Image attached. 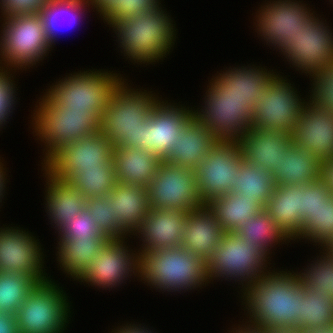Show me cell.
<instances>
[{
    "mask_svg": "<svg viewBox=\"0 0 333 333\" xmlns=\"http://www.w3.org/2000/svg\"><path fill=\"white\" fill-rule=\"evenodd\" d=\"M86 209L93 217L99 230L109 239L126 238L125 234L114 223L112 198L109 195L87 198Z\"/></svg>",
    "mask_w": 333,
    "mask_h": 333,
    "instance_id": "41",
    "label": "cell"
},
{
    "mask_svg": "<svg viewBox=\"0 0 333 333\" xmlns=\"http://www.w3.org/2000/svg\"><path fill=\"white\" fill-rule=\"evenodd\" d=\"M40 100L31 124L37 139L45 145L43 165L64 145L99 131L100 118L92 110H68L46 95Z\"/></svg>",
    "mask_w": 333,
    "mask_h": 333,
    "instance_id": "5",
    "label": "cell"
},
{
    "mask_svg": "<svg viewBox=\"0 0 333 333\" xmlns=\"http://www.w3.org/2000/svg\"><path fill=\"white\" fill-rule=\"evenodd\" d=\"M320 161L310 152L292 143L281 156L279 169L273 174L277 185H301L319 179Z\"/></svg>",
    "mask_w": 333,
    "mask_h": 333,
    "instance_id": "31",
    "label": "cell"
},
{
    "mask_svg": "<svg viewBox=\"0 0 333 333\" xmlns=\"http://www.w3.org/2000/svg\"><path fill=\"white\" fill-rule=\"evenodd\" d=\"M292 142L320 162L333 159V113L307 101L292 132Z\"/></svg>",
    "mask_w": 333,
    "mask_h": 333,
    "instance_id": "20",
    "label": "cell"
},
{
    "mask_svg": "<svg viewBox=\"0 0 333 333\" xmlns=\"http://www.w3.org/2000/svg\"><path fill=\"white\" fill-rule=\"evenodd\" d=\"M207 205L224 232H236L248 219L265 209L259 202H252L248 196L233 192L214 198Z\"/></svg>",
    "mask_w": 333,
    "mask_h": 333,
    "instance_id": "32",
    "label": "cell"
},
{
    "mask_svg": "<svg viewBox=\"0 0 333 333\" xmlns=\"http://www.w3.org/2000/svg\"><path fill=\"white\" fill-rule=\"evenodd\" d=\"M37 283L32 276L0 272V312L16 314Z\"/></svg>",
    "mask_w": 333,
    "mask_h": 333,
    "instance_id": "38",
    "label": "cell"
},
{
    "mask_svg": "<svg viewBox=\"0 0 333 333\" xmlns=\"http://www.w3.org/2000/svg\"><path fill=\"white\" fill-rule=\"evenodd\" d=\"M46 176V211L51 223L59 230L67 220H71L82 210L86 209L87 198L79 193L69 182L58 180L45 168Z\"/></svg>",
    "mask_w": 333,
    "mask_h": 333,
    "instance_id": "29",
    "label": "cell"
},
{
    "mask_svg": "<svg viewBox=\"0 0 333 333\" xmlns=\"http://www.w3.org/2000/svg\"><path fill=\"white\" fill-rule=\"evenodd\" d=\"M255 244L239 236L236 232H224L220 243L206 262V274L209 281L219 278L235 279L242 284V290L267 271L266 259H269ZM268 262V263H267ZM267 269V270H266ZM242 279V280H241ZM245 281V285H244Z\"/></svg>",
    "mask_w": 333,
    "mask_h": 333,
    "instance_id": "8",
    "label": "cell"
},
{
    "mask_svg": "<svg viewBox=\"0 0 333 333\" xmlns=\"http://www.w3.org/2000/svg\"><path fill=\"white\" fill-rule=\"evenodd\" d=\"M59 239L99 238L106 236L97 227L87 209L82 210L58 230Z\"/></svg>",
    "mask_w": 333,
    "mask_h": 333,
    "instance_id": "44",
    "label": "cell"
},
{
    "mask_svg": "<svg viewBox=\"0 0 333 333\" xmlns=\"http://www.w3.org/2000/svg\"><path fill=\"white\" fill-rule=\"evenodd\" d=\"M147 191L150 209L189 212L203 205L197 192L195 171L170 162H160Z\"/></svg>",
    "mask_w": 333,
    "mask_h": 333,
    "instance_id": "12",
    "label": "cell"
},
{
    "mask_svg": "<svg viewBox=\"0 0 333 333\" xmlns=\"http://www.w3.org/2000/svg\"><path fill=\"white\" fill-rule=\"evenodd\" d=\"M232 331L229 330V332H231V333H268V330H265L264 328L259 327V326L247 324V322H245V325H243V324H242V326L239 325L238 329L233 328Z\"/></svg>",
    "mask_w": 333,
    "mask_h": 333,
    "instance_id": "51",
    "label": "cell"
},
{
    "mask_svg": "<svg viewBox=\"0 0 333 333\" xmlns=\"http://www.w3.org/2000/svg\"><path fill=\"white\" fill-rule=\"evenodd\" d=\"M302 202L303 184L276 185L265 207L269 216L290 241L297 239L304 225V220L300 215Z\"/></svg>",
    "mask_w": 333,
    "mask_h": 333,
    "instance_id": "26",
    "label": "cell"
},
{
    "mask_svg": "<svg viewBox=\"0 0 333 333\" xmlns=\"http://www.w3.org/2000/svg\"><path fill=\"white\" fill-rule=\"evenodd\" d=\"M0 161H1V159H0ZM3 166H4V164H2V162H0V202H2V198L5 196V195H3V193L5 191L4 188H6L5 180H7L5 177L7 175L5 174L6 172L4 171L5 168Z\"/></svg>",
    "mask_w": 333,
    "mask_h": 333,
    "instance_id": "52",
    "label": "cell"
},
{
    "mask_svg": "<svg viewBox=\"0 0 333 333\" xmlns=\"http://www.w3.org/2000/svg\"><path fill=\"white\" fill-rule=\"evenodd\" d=\"M323 255L315 262L307 266L304 272L297 275L303 286L311 291H319L323 289L327 291V295L333 300V256H331L324 248Z\"/></svg>",
    "mask_w": 333,
    "mask_h": 333,
    "instance_id": "40",
    "label": "cell"
},
{
    "mask_svg": "<svg viewBox=\"0 0 333 333\" xmlns=\"http://www.w3.org/2000/svg\"><path fill=\"white\" fill-rule=\"evenodd\" d=\"M192 112L189 107L158 100L149 119L143 124V149L153 152L162 160L175 146L184 127L193 119Z\"/></svg>",
    "mask_w": 333,
    "mask_h": 333,
    "instance_id": "19",
    "label": "cell"
},
{
    "mask_svg": "<svg viewBox=\"0 0 333 333\" xmlns=\"http://www.w3.org/2000/svg\"><path fill=\"white\" fill-rule=\"evenodd\" d=\"M117 182L148 187L162 161L153 152L138 147L114 146Z\"/></svg>",
    "mask_w": 333,
    "mask_h": 333,
    "instance_id": "28",
    "label": "cell"
},
{
    "mask_svg": "<svg viewBox=\"0 0 333 333\" xmlns=\"http://www.w3.org/2000/svg\"><path fill=\"white\" fill-rule=\"evenodd\" d=\"M287 81L279 73L269 81L253 109L251 127L292 134L307 101Z\"/></svg>",
    "mask_w": 333,
    "mask_h": 333,
    "instance_id": "11",
    "label": "cell"
},
{
    "mask_svg": "<svg viewBox=\"0 0 333 333\" xmlns=\"http://www.w3.org/2000/svg\"><path fill=\"white\" fill-rule=\"evenodd\" d=\"M94 9L96 8V11L98 14L112 1V0H88Z\"/></svg>",
    "mask_w": 333,
    "mask_h": 333,
    "instance_id": "53",
    "label": "cell"
},
{
    "mask_svg": "<svg viewBox=\"0 0 333 333\" xmlns=\"http://www.w3.org/2000/svg\"><path fill=\"white\" fill-rule=\"evenodd\" d=\"M268 333H304L298 328H274L268 330Z\"/></svg>",
    "mask_w": 333,
    "mask_h": 333,
    "instance_id": "54",
    "label": "cell"
},
{
    "mask_svg": "<svg viewBox=\"0 0 333 333\" xmlns=\"http://www.w3.org/2000/svg\"><path fill=\"white\" fill-rule=\"evenodd\" d=\"M67 182L85 198L105 197L117 184L114 160L100 163L99 169L76 171Z\"/></svg>",
    "mask_w": 333,
    "mask_h": 333,
    "instance_id": "36",
    "label": "cell"
},
{
    "mask_svg": "<svg viewBox=\"0 0 333 333\" xmlns=\"http://www.w3.org/2000/svg\"><path fill=\"white\" fill-rule=\"evenodd\" d=\"M161 6L108 24L113 27L124 56L134 63L154 64L173 47L177 29Z\"/></svg>",
    "mask_w": 333,
    "mask_h": 333,
    "instance_id": "2",
    "label": "cell"
},
{
    "mask_svg": "<svg viewBox=\"0 0 333 333\" xmlns=\"http://www.w3.org/2000/svg\"><path fill=\"white\" fill-rule=\"evenodd\" d=\"M292 273L267 271L243 290L241 298L246 301L242 304L249 314L247 323L265 330L297 328L304 286L297 273Z\"/></svg>",
    "mask_w": 333,
    "mask_h": 333,
    "instance_id": "1",
    "label": "cell"
},
{
    "mask_svg": "<svg viewBox=\"0 0 333 333\" xmlns=\"http://www.w3.org/2000/svg\"><path fill=\"white\" fill-rule=\"evenodd\" d=\"M139 325L130 323L128 325V323L125 326H120L119 328L117 327V329L113 330V333H153L151 332V330H147L148 328H144L143 326L141 327ZM112 333V332H111Z\"/></svg>",
    "mask_w": 333,
    "mask_h": 333,
    "instance_id": "50",
    "label": "cell"
},
{
    "mask_svg": "<svg viewBox=\"0 0 333 333\" xmlns=\"http://www.w3.org/2000/svg\"><path fill=\"white\" fill-rule=\"evenodd\" d=\"M233 179V193L248 196L264 208L270 199L276 182L270 171L242 161Z\"/></svg>",
    "mask_w": 333,
    "mask_h": 333,
    "instance_id": "33",
    "label": "cell"
},
{
    "mask_svg": "<svg viewBox=\"0 0 333 333\" xmlns=\"http://www.w3.org/2000/svg\"><path fill=\"white\" fill-rule=\"evenodd\" d=\"M160 0H112L101 12L100 16L107 24L135 14L157 8Z\"/></svg>",
    "mask_w": 333,
    "mask_h": 333,
    "instance_id": "42",
    "label": "cell"
},
{
    "mask_svg": "<svg viewBox=\"0 0 333 333\" xmlns=\"http://www.w3.org/2000/svg\"><path fill=\"white\" fill-rule=\"evenodd\" d=\"M250 67V68H248ZM239 67L227 69L214 76L211 84L223 96L242 97L254 109L258 104L264 89L275 76L273 70L268 71L260 66Z\"/></svg>",
    "mask_w": 333,
    "mask_h": 333,
    "instance_id": "23",
    "label": "cell"
},
{
    "mask_svg": "<svg viewBox=\"0 0 333 333\" xmlns=\"http://www.w3.org/2000/svg\"><path fill=\"white\" fill-rule=\"evenodd\" d=\"M113 143L99 131L60 148L44 165L58 180L67 181L76 171L99 169L113 159Z\"/></svg>",
    "mask_w": 333,
    "mask_h": 333,
    "instance_id": "15",
    "label": "cell"
},
{
    "mask_svg": "<svg viewBox=\"0 0 333 333\" xmlns=\"http://www.w3.org/2000/svg\"><path fill=\"white\" fill-rule=\"evenodd\" d=\"M187 213L173 209H150L134 234H138L142 240V249L140 247L138 250L140 255L143 252L180 247Z\"/></svg>",
    "mask_w": 333,
    "mask_h": 333,
    "instance_id": "21",
    "label": "cell"
},
{
    "mask_svg": "<svg viewBox=\"0 0 333 333\" xmlns=\"http://www.w3.org/2000/svg\"><path fill=\"white\" fill-rule=\"evenodd\" d=\"M319 179L333 195V159L321 161Z\"/></svg>",
    "mask_w": 333,
    "mask_h": 333,
    "instance_id": "48",
    "label": "cell"
},
{
    "mask_svg": "<svg viewBox=\"0 0 333 333\" xmlns=\"http://www.w3.org/2000/svg\"><path fill=\"white\" fill-rule=\"evenodd\" d=\"M236 233L247 240L248 243L255 244L267 256L271 254L270 248L274 247V245L282 241L283 243L289 241V238L277 226L265 209L248 219L244 225L236 230Z\"/></svg>",
    "mask_w": 333,
    "mask_h": 333,
    "instance_id": "35",
    "label": "cell"
},
{
    "mask_svg": "<svg viewBox=\"0 0 333 333\" xmlns=\"http://www.w3.org/2000/svg\"><path fill=\"white\" fill-rule=\"evenodd\" d=\"M217 141L208 128L193 118L181 131L175 146L162 161L194 170Z\"/></svg>",
    "mask_w": 333,
    "mask_h": 333,
    "instance_id": "27",
    "label": "cell"
},
{
    "mask_svg": "<svg viewBox=\"0 0 333 333\" xmlns=\"http://www.w3.org/2000/svg\"><path fill=\"white\" fill-rule=\"evenodd\" d=\"M324 249L331 255L333 256V238L326 244Z\"/></svg>",
    "mask_w": 333,
    "mask_h": 333,
    "instance_id": "56",
    "label": "cell"
},
{
    "mask_svg": "<svg viewBox=\"0 0 333 333\" xmlns=\"http://www.w3.org/2000/svg\"><path fill=\"white\" fill-rule=\"evenodd\" d=\"M301 3L300 0H270L259 8L256 30L267 44L274 45V49H280L287 41L292 42V37L315 15Z\"/></svg>",
    "mask_w": 333,
    "mask_h": 333,
    "instance_id": "17",
    "label": "cell"
},
{
    "mask_svg": "<svg viewBox=\"0 0 333 333\" xmlns=\"http://www.w3.org/2000/svg\"><path fill=\"white\" fill-rule=\"evenodd\" d=\"M331 195L328 188L320 179L309 184H303V202L302 210H300L303 220L319 208L322 203L326 202Z\"/></svg>",
    "mask_w": 333,
    "mask_h": 333,
    "instance_id": "45",
    "label": "cell"
},
{
    "mask_svg": "<svg viewBox=\"0 0 333 333\" xmlns=\"http://www.w3.org/2000/svg\"><path fill=\"white\" fill-rule=\"evenodd\" d=\"M109 196L112 198L114 223L125 236L129 233L134 235L150 210L147 187L117 182Z\"/></svg>",
    "mask_w": 333,
    "mask_h": 333,
    "instance_id": "25",
    "label": "cell"
},
{
    "mask_svg": "<svg viewBox=\"0 0 333 333\" xmlns=\"http://www.w3.org/2000/svg\"><path fill=\"white\" fill-rule=\"evenodd\" d=\"M236 141H217L195 171L197 192L203 204L233 191V179L241 162Z\"/></svg>",
    "mask_w": 333,
    "mask_h": 333,
    "instance_id": "14",
    "label": "cell"
},
{
    "mask_svg": "<svg viewBox=\"0 0 333 333\" xmlns=\"http://www.w3.org/2000/svg\"><path fill=\"white\" fill-rule=\"evenodd\" d=\"M51 280L38 282L19 307L16 312L19 333H63L65 330L71 313L68 296Z\"/></svg>",
    "mask_w": 333,
    "mask_h": 333,
    "instance_id": "9",
    "label": "cell"
},
{
    "mask_svg": "<svg viewBox=\"0 0 333 333\" xmlns=\"http://www.w3.org/2000/svg\"><path fill=\"white\" fill-rule=\"evenodd\" d=\"M304 333H333V328L317 329V330H304Z\"/></svg>",
    "mask_w": 333,
    "mask_h": 333,
    "instance_id": "55",
    "label": "cell"
},
{
    "mask_svg": "<svg viewBox=\"0 0 333 333\" xmlns=\"http://www.w3.org/2000/svg\"><path fill=\"white\" fill-rule=\"evenodd\" d=\"M224 231L207 204L187 213L181 247L205 263L220 243Z\"/></svg>",
    "mask_w": 333,
    "mask_h": 333,
    "instance_id": "24",
    "label": "cell"
},
{
    "mask_svg": "<svg viewBox=\"0 0 333 333\" xmlns=\"http://www.w3.org/2000/svg\"><path fill=\"white\" fill-rule=\"evenodd\" d=\"M237 143L243 161L274 174L279 169L281 156L293 142L292 134L251 127Z\"/></svg>",
    "mask_w": 333,
    "mask_h": 333,
    "instance_id": "22",
    "label": "cell"
},
{
    "mask_svg": "<svg viewBox=\"0 0 333 333\" xmlns=\"http://www.w3.org/2000/svg\"><path fill=\"white\" fill-rule=\"evenodd\" d=\"M125 82L114 91L101 115L99 132L114 146L143 149V124L149 119L160 97L152 91L148 93L146 90L132 89Z\"/></svg>",
    "mask_w": 333,
    "mask_h": 333,
    "instance_id": "3",
    "label": "cell"
},
{
    "mask_svg": "<svg viewBox=\"0 0 333 333\" xmlns=\"http://www.w3.org/2000/svg\"><path fill=\"white\" fill-rule=\"evenodd\" d=\"M112 73L102 69L73 73L50 86L45 95L68 110H92L101 118L114 91L126 80L121 74Z\"/></svg>",
    "mask_w": 333,
    "mask_h": 333,
    "instance_id": "7",
    "label": "cell"
},
{
    "mask_svg": "<svg viewBox=\"0 0 333 333\" xmlns=\"http://www.w3.org/2000/svg\"><path fill=\"white\" fill-rule=\"evenodd\" d=\"M91 5L92 4L89 1L85 0H50L40 11L42 19L44 21L46 35L50 43L52 45L53 43H55L58 36L57 34L61 30V22L66 21H62L64 17H66V19L67 17H69L67 19L68 26L70 23L71 25L73 23L76 24V20H78V18L81 19L82 14H85V7H89Z\"/></svg>",
    "mask_w": 333,
    "mask_h": 333,
    "instance_id": "37",
    "label": "cell"
},
{
    "mask_svg": "<svg viewBox=\"0 0 333 333\" xmlns=\"http://www.w3.org/2000/svg\"><path fill=\"white\" fill-rule=\"evenodd\" d=\"M0 333H19L16 314L0 312Z\"/></svg>",
    "mask_w": 333,
    "mask_h": 333,
    "instance_id": "49",
    "label": "cell"
},
{
    "mask_svg": "<svg viewBox=\"0 0 333 333\" xmlns=\"http://www.w3.org/2000/svg\"><path fill=\"white\" fill-rule=\"evenodd\" d=\"M0 68V128L5 125L6 120L9 118L10 114L13 112L16 100V90L12 73L10 74V69ZM8 117V118H7ZM4 123V124H3Z\"/></svg>",
    "mask_w": 333,
    "mask_h": 333,
    "instance_id": "46",
    "label": "cell"
},
{
    "mask_svg": "<svg viewBox=\"0 0 333 333\" xmlns=\"http://www.w3.org/2000/svg\"><path fill=\"white\" fill-rule=\"evenodd\" d=\"M30 235L19 227L0 228V272L24 274L44 282L50 277L43 270V252L39 240Z\"/></svg>",
    "mask_w": 333,
    "mask_h": 333,
    "instance_id": "18",
    "label": "cell"
},
{
    "mask_svg": "<svg viewBox=\"0 0 333 333\" xmlns=\"http://www.w3.org/2000/svg\"><path fill=\"white\" fill-rule=\"evenodd\" d=\"M298 238L310 240L316 245L318 243L320 249L333 238V195L307 216Z\"/></svg>",
    "mask_w": 333,
    "mask_h": 333,
    "instance_id": "39",
    "label": "cell"
},
{
    "mask_svg": "<svg viewBox=\"0 0 333 333\" xmlns=\"http://www.w3.org/2000/svg\"><path fill=\"white\" fill-rule=\"evenodd\" d=\"M297 328L301 331L333 328V300L327 291H311L304 286Z\"/></svg>",
    "mask_w": 333,
    "mask_h": 333,
    "instance_id": "34",
    "label": "cell"
},
{
    "mask_svg": "<svg viewBox=\"0 0 333 333\" xmlns=\"http://www.w3.org/2000/svg\"><path fill=\"white\" fill-rule=\"evenodd\" d=\"M50 0H0L3 18L15 15L38 14Z\"/></svg>",
    "mask_w": 333,
    "mask_h": 333,
    "instance_id": "47",
    "label": "cell"
},
{
    "mask_svg": "<svg viewBox=\"0 0 333 333\" xmlns=\"http://www.w3.org/2000/svg\"><path fill=\"white\" fill-rule=\"evenodd\" d=\"M125 239H109L78 281L110 290L132 274L140 276V252H131L133 250L126 247Z\"/></svg>",
    "mask_w": 333,
    "mask_h": 333,
    "instance_id": "16",
    "label": "cell"
},
{
    "mask_svg": "<svg viewBox=\"0 0 333 333\" xmlns=\"http://www.w3.org/2000/svg\"><path fill=\"white\" fill-rule=\"evenodd\" d=\"M326 22L313 16L294 37L279 49L296 70L309 74L333 64V32ZM289 59V60H288Z\"/></svg>",
    "mask_w": 333,
    "mask_h": 333,
    "instance_id": "13",
    "label": "cell"
},
{
    "mask_svg": "<svg viewBox=\"0 0 333 333\" xmlns=\"http://www.w3.org/2000/svg\"><path fill=\"white\" fill-rule=\"evenodd\" d=\"M108 241L107 236L59 239L57 261L65 273L78 280L92 263V258L99 255Z\"/></svg>",
    "mask_w": 333,
    "mask_h": 333,
    "instance_id": "30",
    "label": "cell"
},
{
    "mask_svg": "<svg viewBox=\"0 0 333 333\" xmlns=\"http://www.w3.org/2000/svg\"><path fill=\"white\" fill-rule=\"evenodd\" d=\"M4 20L0 36V68L24 70L43 60L52 48L40 13L15 15ZM3 61V62H2ZM16 68V69H15Z\"/></svg>",
    "mask_w": 333,
    "mask_h": 333,
    "instance_id": "6",
    "label": "cell"
},
{
    "mask_svg": "<svg viewBox=\"0 0 333 333\" xmlns=\"http://www.w3.org/2000/svg\"><path fill=\"white\" fill-rule=\"evenodd\" d=\"M310 76L313 78V87L309 102L317 108L333 113V64Z\"/></svg>",
    "mask_w": 333,
    "mask_h": 333,
    "instance_id": "43",
    "label": "cell"
},
{
    "mask_svg": "<svg viewBox=\"0 0 333 333\" xmlns=\"http://www.w3.org/2000/svg\"><path fill=\"white\" fill-rule=\"evenodd\" d=\"M139 278L164 292L188 291L210 283L206 263L181 246L143 252L140 255Z\"/></svg>",
    "mask_w": 333,
    "mask_h": 333,
    "instance_id": "4",
    "label": "cell"
},
{
    "mask_svg": "<svg viewBox=\"0 0 333 333\" xmlns=\"http://www.w3.org/2000/svg\"><path fill=\"white\" fill-rule=\"evenodd\" d=\"M206 93L205 107L194 110L193 118L218 141L238 142L252 126L253 109L242 97L220 95L211 84Z\"/></svg>",
    "mask_w": 333,
    "mask_h": 333,
    "instance_id": "10",
    "label": "cell"
}]
</instances>
